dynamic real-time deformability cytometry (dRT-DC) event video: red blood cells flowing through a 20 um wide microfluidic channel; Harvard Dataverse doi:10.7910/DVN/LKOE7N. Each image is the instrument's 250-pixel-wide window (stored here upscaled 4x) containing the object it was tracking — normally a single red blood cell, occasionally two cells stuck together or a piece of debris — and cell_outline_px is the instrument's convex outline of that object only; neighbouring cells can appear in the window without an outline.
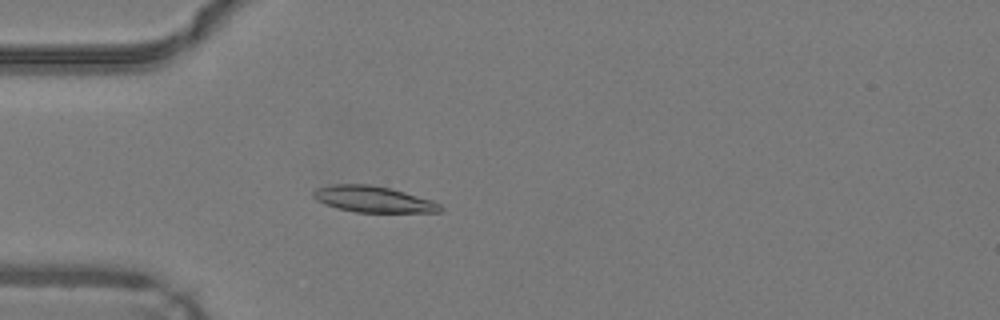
{"species": "common noctule bat (a hibernating species)", "species_latin": "Nyctalus noctula", "temperature_condition": "warm", "stored_images_in_passage": 49, "camera_frame_rate_fps": 3000, "um_per_image_px": 0.085, "animal": {"sex": "male", "body_mass_g": 19.2, "forearm_length_mm": 51.8}, "frame": {"image": 1, "passage_image": 15, "time_ms": 4.667, "image_size_px": [1000, 320], "cell_outline_px": [[444, 208], [440, 212], [356, 212], [336, 208], [324, 204], [316, 200], [312, 196], [312, 192], [316, 188], [332, 184], [368, 184], [388, 188], [404, 192], [432, 200], [440, 204]], "centroid_in_image_um": [31.69, 16.94], "position_along_channel_um": 53.3, "area_um2": 19.36}}
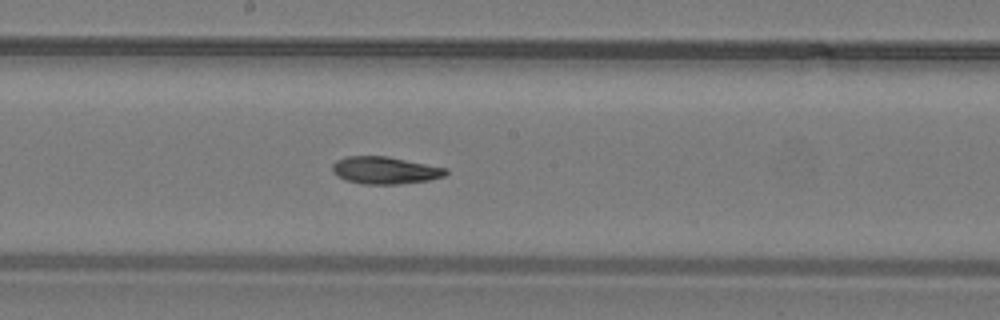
{"frame": {"image": 2, "passage_image": 27, "time_ms": 8.667, "image_size_px": [1000, 320], "cell_outline_px": [[448, 172], [444, 176], [428, 180], [400, 184], [364, 184], [344, 180], [336, 176], [332, 172], [332, 164], [336, 160], [344, 156], [388, 156], [448, 168]], "centroid_in_image_um": [32.69, 14.47], "position_along_channel_um": 215.5, "area_um2": 18.26}}
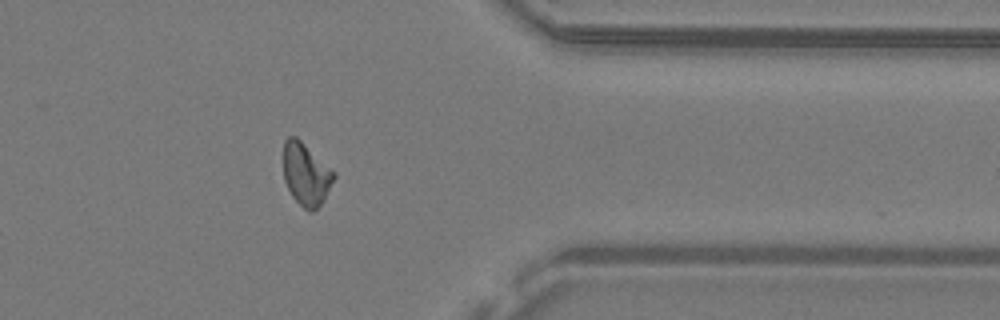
{"frame": {"image": 3, "passage_image": 40, "time_ms": 13.0, "image_size_px": [1000, 320], "cell_outline_px": [[336, 176], [324, 200], [312, 212], [308, 212], [292, 196], [284, 180], [284, 140], [288, 136], [296, 136], [336, 172]], "centroid_in_image_um": [26.02, 14.8], "position_along_channel_um": 385.4, "area_um2": 18.38}, "authors_computed_cell_mechanics": {"area_um2": 18.496, "velocity_mm_per_s": 4.2693, "shape_relaxation_time_tau1_ms": null, "shape_relaxation_time_tau2_ms": 4.9756, "deformation_change_tau1": null, "deformation_change_tau2": 0.103}}